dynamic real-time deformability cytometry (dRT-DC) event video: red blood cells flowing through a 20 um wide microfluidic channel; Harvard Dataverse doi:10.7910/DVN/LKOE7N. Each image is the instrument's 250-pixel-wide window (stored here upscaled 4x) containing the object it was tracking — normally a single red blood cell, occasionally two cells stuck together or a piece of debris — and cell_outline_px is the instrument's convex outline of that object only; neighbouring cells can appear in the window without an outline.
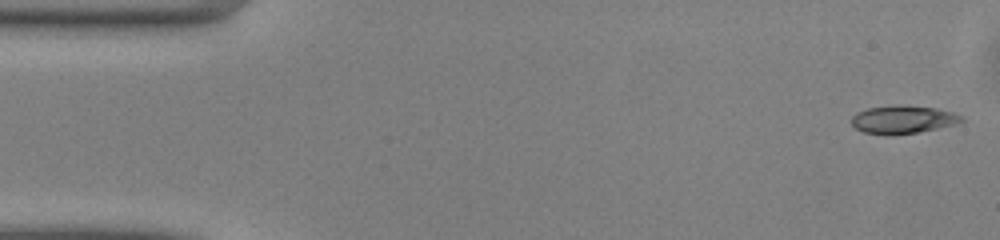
{"species": "common noctule bat (a hibernating species)", "species_latin": "Nyctalus noctula", "temperature_condition": "warm", "stored_images_in_passage": 49, "camera_frame_rate_fps": 3000, "um_per_image_px": 0.085, "animal": {"sex": "male", "body_mass_g": 13.0, "forearm_length_mm": 53.1}, "frame": {"image": 1, "passage_image": 1, "time_ms": 0.0, "image_size_px": [1000, 240], "cell_outline_px": [[964, 120], [952, 124], [936, 128], [916, 132], [892, 136], [864, 132], [856, 128], [852, 124], [852, 116], [856, 112], [868, 108], [900, 104], [936, 108], [952, 112], [964, 116]], "centroid_in_image_um": [76.72, 10.15], "position_along_channel_um": 8.3, "area_um2": 17.92}}
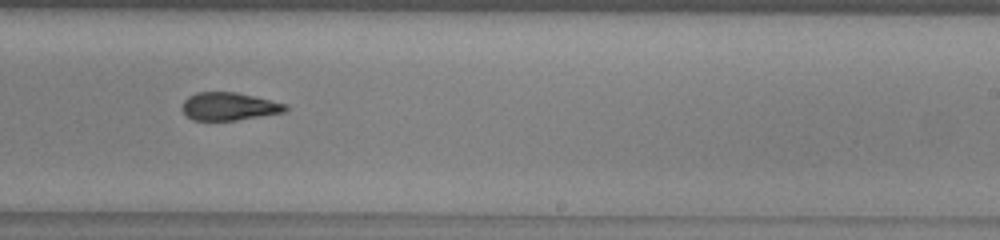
{"frame": {"image": 2, "passage_image": 29, "time_ms": 9.333, "image_size_px": [1000, 240], "cell_outline_px": [[288, 108], [284, 112], [236, 120], [192, 120], [180, 108], [184, 100], [188, 96], [196, 92], [236, 92], [256, 96], [288, 104]], "centroid_in_image_um": [19.47, 9.03], "position_along_channel_um": 269.5, "area_um2": 16.88}}
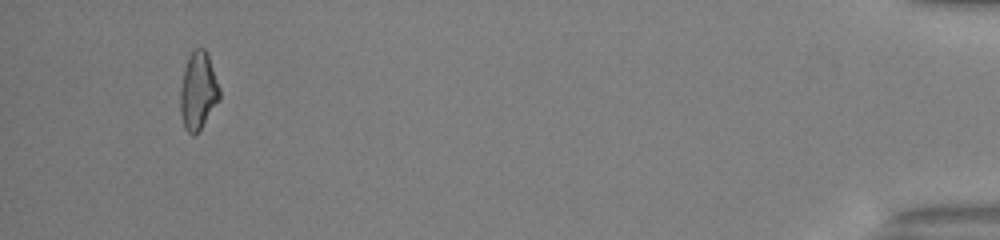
{"frame": {"image": 3, "passage_image": 46, "time_ms": 15.0, "image_size_px": [1000, 240], "cell_outline_px": [[220, 100], [200, 128], [192, 136], [184, 128], [180, 112], [180, 88], [184, 68], [188, 56], [196, 48], [204, 48], [208, 52], [220, 88]], "centroid_in_image_um": [16.84, 7.7], "position_along_channel_um": 418.4, "area_um2": 17.86}, "authors_computed_cell_mechanics": {"area_um2": 17.6868, "velocity_mm_per_s": 4.1196, "shape_relaxation_time_tau1_ms": 3.7803, "shape_relaxation_time_tau2_ms": 3.4206, "deformation_change_tau1": 0.1502, "deformation_change_tau2": 0.1156}}